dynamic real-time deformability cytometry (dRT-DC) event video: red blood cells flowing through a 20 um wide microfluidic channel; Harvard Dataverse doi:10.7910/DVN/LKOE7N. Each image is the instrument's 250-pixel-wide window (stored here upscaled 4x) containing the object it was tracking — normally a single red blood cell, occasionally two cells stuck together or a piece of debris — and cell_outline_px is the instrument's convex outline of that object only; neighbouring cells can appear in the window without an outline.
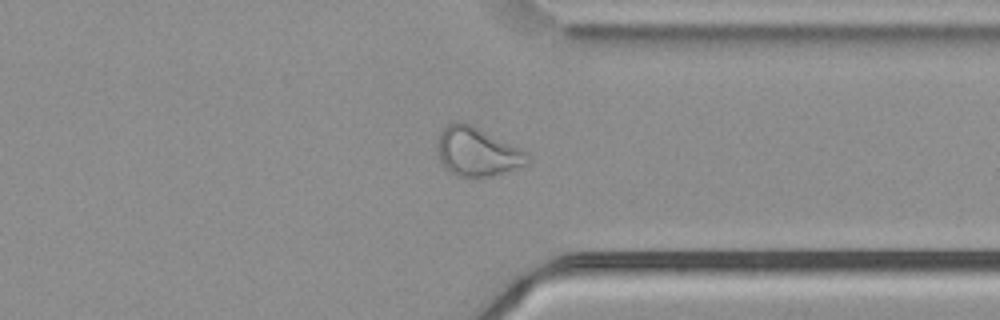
{"species": "common noctule bat (a hibernating species)", "species_latin": "Nyctalus noctula", "temperature_condition": "cold", "stored_images_in_passage": 48, "camera_frame_rate_fps": 3000, "um_per_image_px": 0.085, "animal": {"sex": "male", "body_mass_g": 21.5, "forearm_length_mm": 52.0}, "frame": {"image": 1, "passage_image": 35, "time_ms": 11.333, "image_size_px": [1000, 320], "cell_outline_px": [[528, 160], [524, 164], [492, 176], [480, 180], [476, 180], [456, 176], [448, 172], [444, 168], [440, 160], [436, 148], [436, 144], [440, 132], [452, 120], [460, 120], [472, 124], [528, 152]], "centroid_in_image_um": [40.48, 12.91], "position_along_channel_um": 370.9, "area_um2": 26.24}}
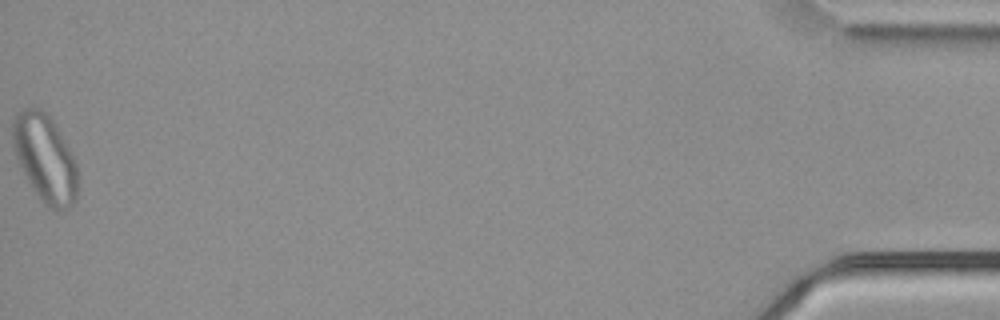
{"frame": {"image": 2, "passage_image": 48, "time_ms": 15.667, "image_size_px": [1000, 320], "cell_outline_px": [[76, 200], [68, 208], [60, 212], [56, 212], [48, 208], [44, 204], [28, 180], [12, 148], [12, 120], [16, 112], [24, 108], [40, 108], [52, 120], [68, 148], [76, 164]], "centroid_in_image_um": [3.79, 13.46], "position_along_channel_um": 431.4, "area_um2": 32.71}, "authors_computed_cell_mechanics": {"area_um2": 27.7729, "velocity_mm_per_s": 3.7328, "shape_relaxation_time_tau1_ms": null, "shape_relaxation_time_tau2_ms": 2.4274, "deformation_change_tau1": null, "deformation_change_tau2": 0.0933}}